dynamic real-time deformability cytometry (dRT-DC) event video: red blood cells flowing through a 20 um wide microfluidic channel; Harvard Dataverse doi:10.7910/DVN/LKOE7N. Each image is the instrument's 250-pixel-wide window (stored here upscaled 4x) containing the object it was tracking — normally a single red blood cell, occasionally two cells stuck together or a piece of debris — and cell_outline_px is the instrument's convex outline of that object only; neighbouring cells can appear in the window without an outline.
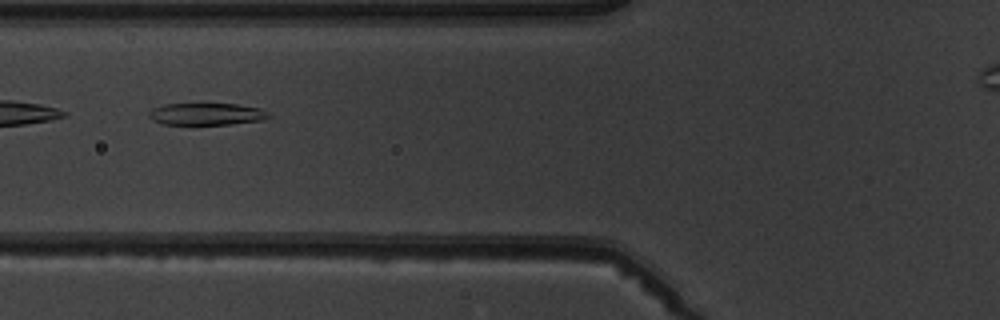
{"species": "common noctule bat (a hibernating species)", "species_latin": "Nyctalus noctula", "temperature_condition": "warm", "stored_images_in_passage": 7, "camera_frame_rate_fps": 3000, "um_per_image_px": 0.085, "animal": {"sex": "male", "body_mass_g": 19.5, "forearm_length_mm": 54.6}, "frame": {"image": 1, "passage_image": 5, "time_ms": 4.667, "image_size_px": [1000, 320], "cell_outline_px": [[272, 116], [264, 120], [232, 124], [164, 124], [152, 120], [148, 116], [148, 112], [152, 108], [164, 104], [236, 104], [260, 108], [272, 112]], "centroid_in_image_um": [17.61, 9.69], "position_along_channel_um": 108.2, "area_um2": 15.55}}
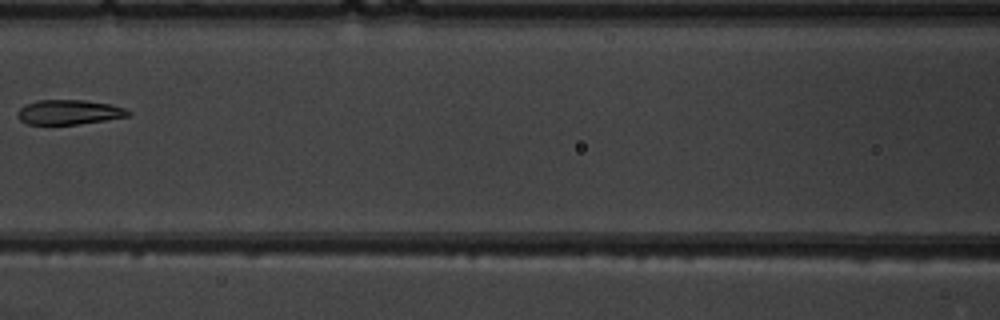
{"frame": {"image": 2, "passage_image": 6, "time_ms": 6.0, "image_size_px": [1000, 320], "cell_outline_px": [[132, 112], [128, 116], [104, 120], [76, 124], [28, 124], [20, 120], [16, 116], [16, 112], [24, 104], [40, 100], [84, 100], [112, 104], [124, 108]], "centroid_in_image_um": [5.84, 9.52], "position_along_channel_um": 160.8, "area_um2": 15.9}}
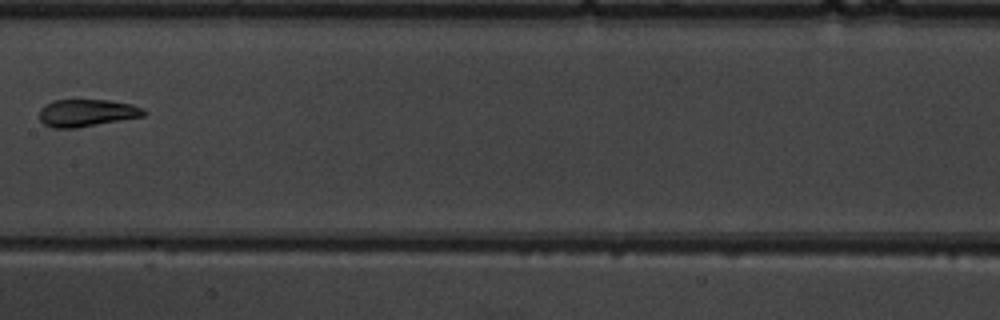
{"frame": {"image": 3, "passage_image": 7, "time_ms": 7.0, "image_size_px": [1000, 320], "cell_outline_px": [[148, 112], [144, 116], [76, 128], [52, 128], [44, 124], [40, 120], [40, 108], [44, 104], [56, 100], [108, 100], [132, 104], [144, 108]], "centroid_in_image_um": [7.39, 9.59], "position_along_channel_um": 200.0, "area_um2": 16.7}}